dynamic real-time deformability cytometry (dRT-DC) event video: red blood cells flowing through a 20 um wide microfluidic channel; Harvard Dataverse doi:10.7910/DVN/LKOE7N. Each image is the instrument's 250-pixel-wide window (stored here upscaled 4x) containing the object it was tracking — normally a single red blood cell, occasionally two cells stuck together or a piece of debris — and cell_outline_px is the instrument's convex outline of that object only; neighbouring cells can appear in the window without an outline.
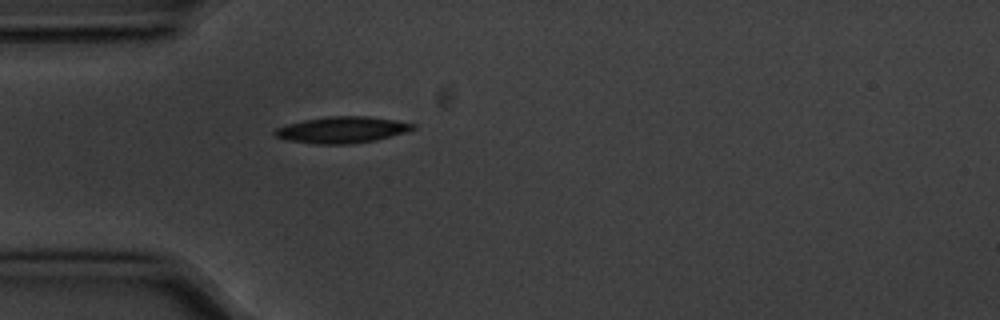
{"species": "common noctule bat (a hibernating species)", "species_latin": "Nyctalus noctula", "temperature_condition": "cold", "stored_images_in_passage": 1, "camera_frame_rate_fps": 3000, "um_per_image_px": 0.085, "animal": {"sex": "male", "body_mass_g": 20.1, "forearm_length_mm": 53.5}, "frame": {"image": 1, "passage_image": 1, "time_ms": 0.0, "image_size_px": [1000, 320], "cell_outline_px": [[416, 128], [404, 132], [376, 140], [348, 144], [316, 144], [288, 140], [276, 136], [272, 132], [276, 128], [288, 124], [304, 120], [328, 116], [368, 116], [396, 120], [416, 124]], "centroid_in_image_um": [29.08, 11.03], "position_along_channel_um": 55.9, "area_um2": 21.1}}